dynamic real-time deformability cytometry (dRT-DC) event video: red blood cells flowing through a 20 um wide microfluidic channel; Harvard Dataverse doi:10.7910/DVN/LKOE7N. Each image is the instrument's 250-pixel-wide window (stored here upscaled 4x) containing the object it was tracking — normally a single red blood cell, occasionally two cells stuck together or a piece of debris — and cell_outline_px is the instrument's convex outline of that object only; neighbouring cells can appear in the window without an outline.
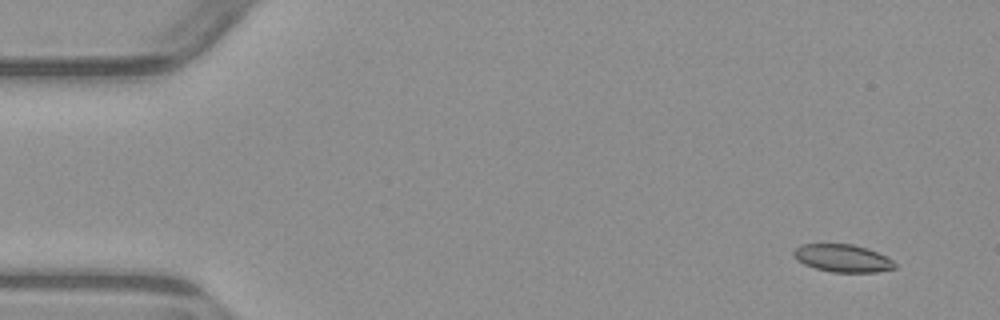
{"species": "common noctule bat (a hibernating species)", "species_latin": "Nyctalus noctula", "temperature_condition": "warm", "stored_images_in_passage": 5, "camera_frame_rate_fps": 3000, "um_per_image_px": 0.085, "animal": {"sex": "male", "body_mass_g": 23.1, "forearm_length_mm": 52.7}, "frame": {"image": 1, "passage_image": 1, "time_ms": 0.0, "image_size_px": [1000, 320], "cell_outline_px": [[896, 268], [876, 272], [832, 272], [816, 268], [804, 264], [796, 260], [792, 256], [792, 252], [800, 244], [852, 244], [868, 248], [892, 260], [896, 264]], "centroid_in_image_um": [71.59, 21.94], "position_along_channel_um": 13.4, "area_um2": 16.3}}
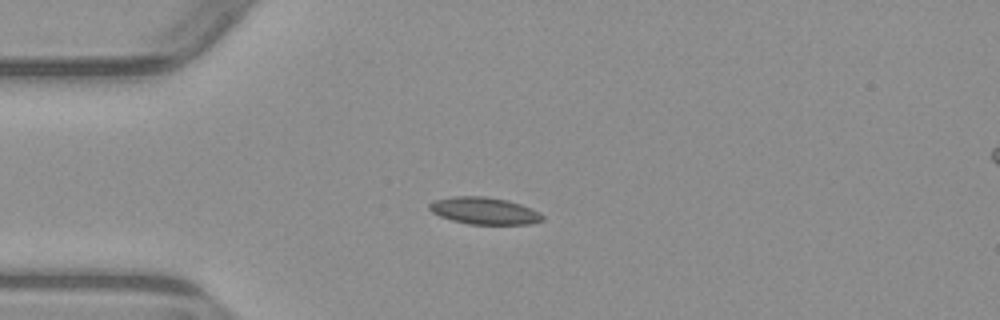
{"frame": {"image": 2, "passage_image": 3, "time_ms": 3.333, "image_size_px": [1000, 320], "cell_outline_px": [[544, 220], [532, 224], [468, 224], [452, 220], [440, 216], [432, 212], [428, 208], [428, 204], [436, 200], [452, 196], [484, 196], [508, 200], [520, 204], [540, 212], [544, 216]], "centroid_in_image_um": [41.18, 17.92], "position_along_channel_um": 43.8, "area_um2": 17.86}}
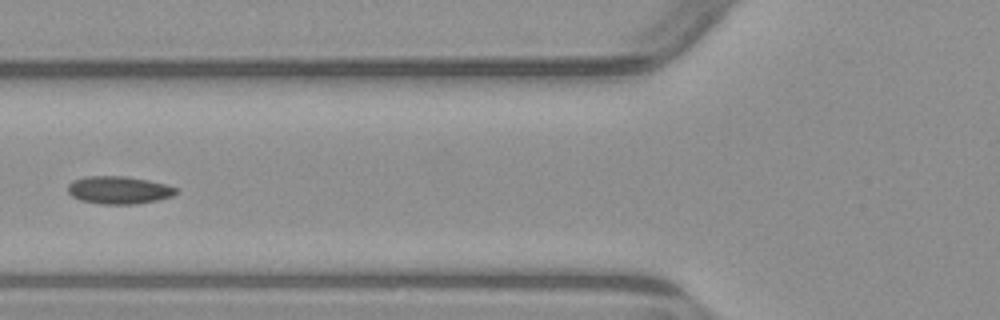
{"frame": {"image": 3, "passage_image": 5, "time_ms": 5.667, "image_size_px": [1000, 320], "cell_outline_px": [[180, 192], [172, 196], [156, 200], [136, 204], [100, 204], [80, 200], [72, 196], [68, 192], [68, 184], [72, 180], [88, 176], [124, 176], [148, 180], [164, 184], [176, 188]], "centroid_in_image_um": [10.09, 16.15], "position_along_channel_um": 115.7, "area_um2": 17.46}}